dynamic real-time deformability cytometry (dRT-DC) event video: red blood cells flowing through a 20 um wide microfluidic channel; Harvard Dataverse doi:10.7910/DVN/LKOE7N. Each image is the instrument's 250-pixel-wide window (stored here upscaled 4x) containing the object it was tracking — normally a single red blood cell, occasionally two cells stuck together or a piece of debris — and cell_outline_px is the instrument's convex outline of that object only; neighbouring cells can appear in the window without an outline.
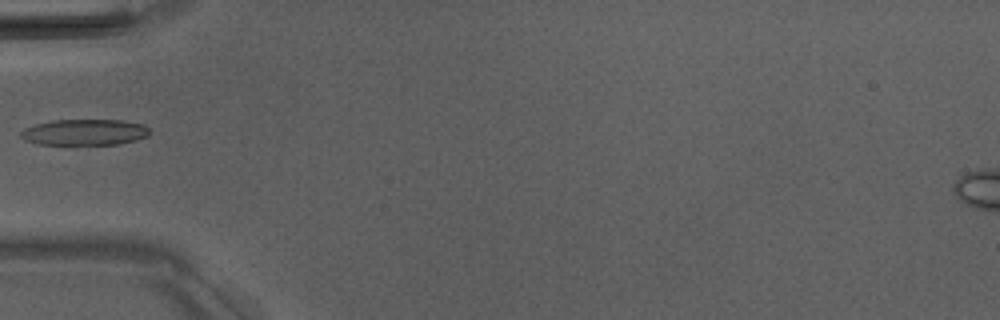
{"species": "Egyptian fruit bat (a non-hibernating species)", "species_latin": "Rousettus aegyptiacus", "temperature_condition": "room temperature", "stored_images_in_passage": 1, "camera_frame_rate_fps": 3000, "um_per_image_px": 0.085, "animal": {"sex": "male"}, "frame": {"image": 1, "passage_image": 1, "time_ms": 0.0, "image_size_px": [1000, 320], "cell_outline_px": [[148, 136], [136, 140], [116, 144], [68, 148], [64, 148], [36, 144], [24, 140], [20, 136], [20, 132], [24, 128], [36, 124], [52, 120], [124, 120], [144, 124], [148, 128]], "centroid_in_image_um": [7.11, 11.3], "position_along_channel_um": 77.9, "area_um2": 20.75}}